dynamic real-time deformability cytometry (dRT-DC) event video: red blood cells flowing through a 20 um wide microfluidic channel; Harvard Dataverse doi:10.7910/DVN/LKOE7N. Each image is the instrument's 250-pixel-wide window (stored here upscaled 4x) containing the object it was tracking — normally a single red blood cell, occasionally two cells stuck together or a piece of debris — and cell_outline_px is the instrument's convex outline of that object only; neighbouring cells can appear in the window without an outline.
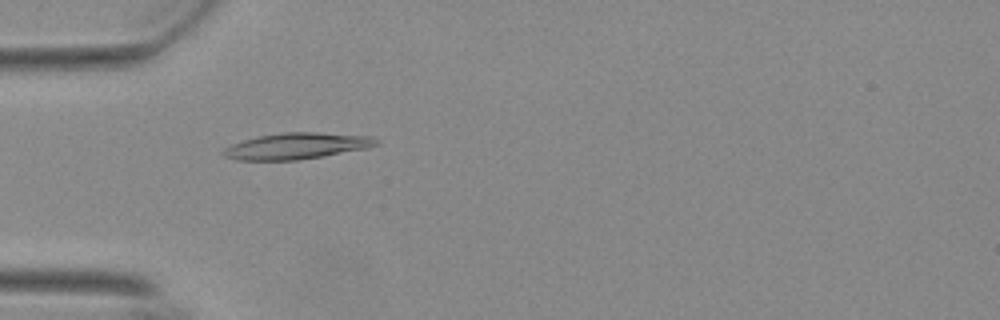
{"species": "Egyptian fruit bat (a non-hibernating species)", "species_latin": "Rousettus aegyptiacus", "temperature_condition": "warm", "stored_images_in_passage": 55, "camera_frame_rate_fps": 3000, "um_per_image_px": 0.085, "animal": {"sex": "female"}, "frame": {"image": 1, "passage_image": 17, "time_ms": 5.333, "image_size_px": [1000, 320], "cell_outline_px": [[380, 144], [368, 148], [324, 156], [296, 160], [236, 160], [224, 156], [220, 152], [224, 148], [232, 144], [256, 136], [280, 132], [320, 132], [372, 136], [380, 140]], "centroid_in_image_um": [25.24, 12.4], "position_along_channel_um": 59.8, "area_um2": 23.7}}
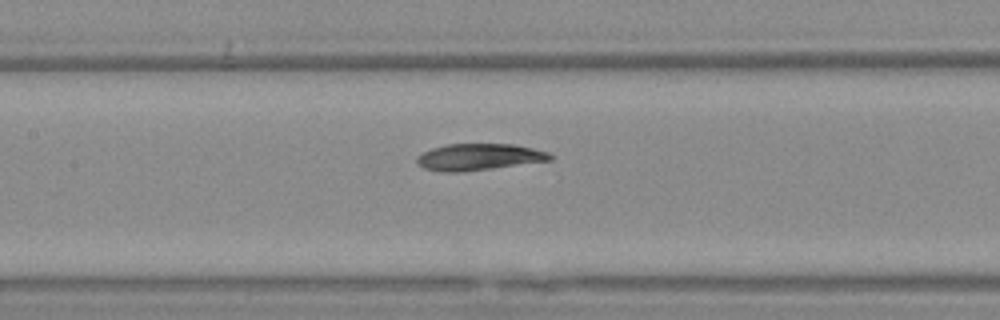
{"frame": {"image": 2, "passage_image": 26, "time_ms": 8.333, "image_size_px": [1000, 320], "cell_outline_px": [[556, 156], [552, 160], [492, 168], [460, 172], [440, 172], [424, 168], [416, 164], [416, 156], [432, 148], [448, 144], [512, 144], [532, 148], [548, 152]], "centroid_in_image_um": [40.7, 13.35], "position_along_channel_um": 166.7, "area_um2": 20.69}}
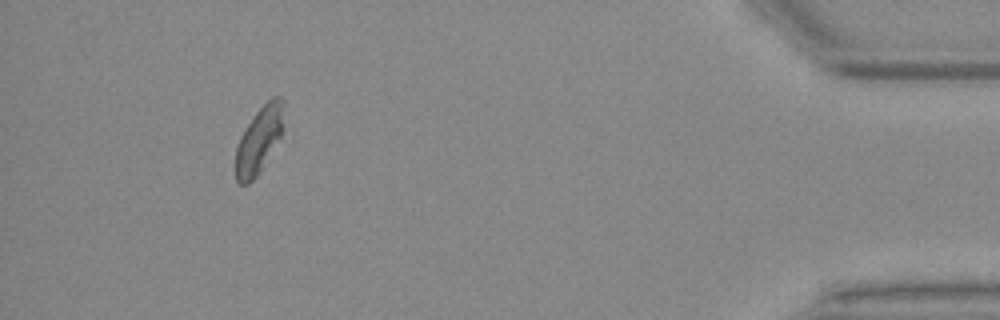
{"frame": {"image": 3, "passage_image": 51, "time_ms": 16.667, "image_size_px": [1000, 320], "cell_outline_px": [[284, 128], [280, 136], [260, 172], [248, 184], [240, 184], [236, 180], [236, 148], [240, 136], [256, 112], [272, 96], [280, 96], [284, 100]], "centroid_in_image_um": [22.04, 11.86], "position_along_channel_um": 413.2, "area_um2": 18.55}, "authors_computed_cell_mechanics": {"area_um2": 21.675, "velocity_mm_per_s": 3.695, "shape_relaxation_time_tau1_ms": 9.3206, "shape_relaxation_time_tau2_ms": 1.5512, "deformation_change_tau1": 0.2496, "deformation_change_tau2": 0.0577}}